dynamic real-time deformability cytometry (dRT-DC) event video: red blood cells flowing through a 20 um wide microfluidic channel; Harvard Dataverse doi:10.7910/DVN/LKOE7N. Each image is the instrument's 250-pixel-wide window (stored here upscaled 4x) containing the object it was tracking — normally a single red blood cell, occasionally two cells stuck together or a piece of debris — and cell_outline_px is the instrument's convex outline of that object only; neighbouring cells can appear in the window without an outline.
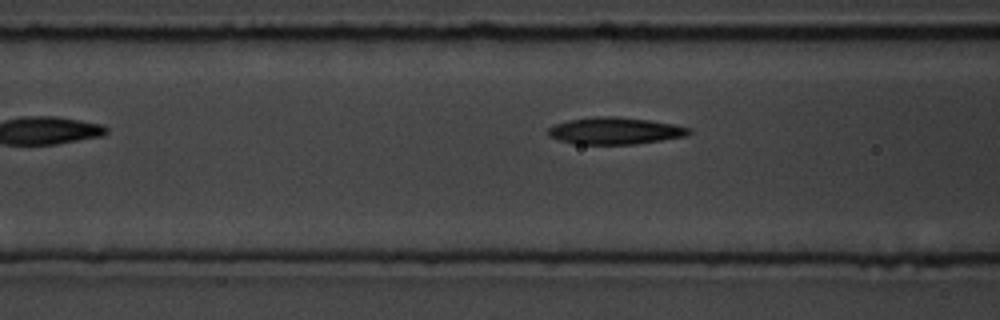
{"species": "common noctule bat (a hibernating species)", "species_latin": "Nyctalus noctula", "temperature_condition": "room temperature", "stored_images_in_passage": 17, "camera_frame_rate_fps": 3000, "um_per_image_px": 0.085, "animal": {"sex": "male", "body_mass_g": 19.5, "forearm_length_mm": 54.6}, "frame": {"image": 1, "passage_image": 6, "time_ms": 5.667, "image_size_px": [1000, 320], "cell_outline_px": [[692, 132], [688, 136], [636, 144], [572, 144], [548, 136], [548, 128], [556, 124], [568, 120], [596, 116], [616, 116], [648, 120], [672, 124], [692, 128]], "centroid_in_image_um": [52.29, 11.12], "position_along_channel_um": 114.3, "area_um2": 22.2}}
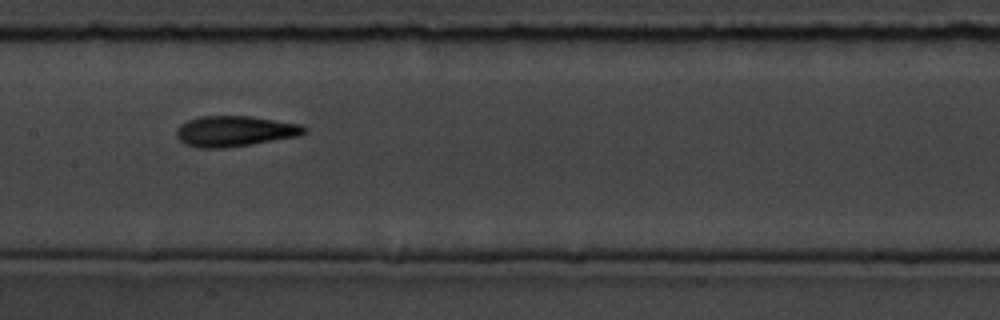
{"frame": {"image": 2, "passage_image": 8, "time_ms": 7.667, "image_size_px": [1000, 320], "cell_outline_px": [[308, 132], [300, 136], [252, 144], [224, 148], [200, 148], [184, 144], [176, 136], [176, 128], [180, 124], [188, 120], [200, 116], [252, 116], [300, 124], [308, 128]], "centroid_in_image_um": [19.97, 11.15], "position_along_channel_um": 187.4, "area_um2": 23.06}}
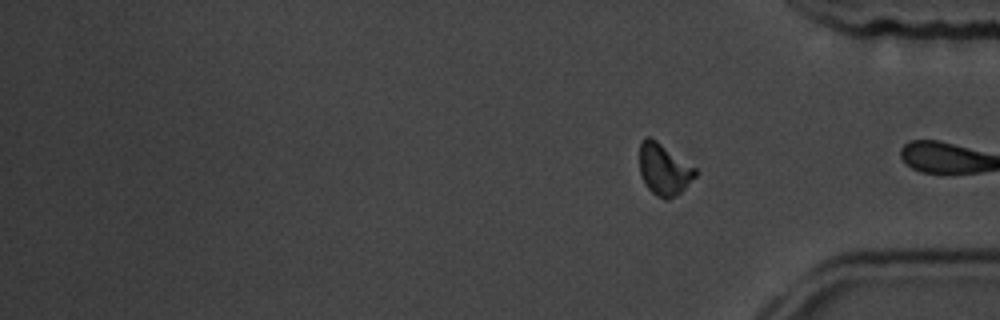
{"frame": {"image": 3, "passage_image": 17, "time_ms": 18.0, "image_size_px": [1000, 320], "cell_outline_px": [[696, 176], [680, 192], [668, 200], [664, 200], [656, 196], [644, 184], [640, 172], [640, 144], [644, 136], [652, 136], [696, 168]], "centroid_in_image_um": [56.41, 14.38], "position_along_channel_um": 378.8, "area_um2": 16.88}, "authors_computed_cell_mechanics": {"area_um2": 21.2704, "velocity_mm_per_s": 3.6465, "shape_relaxation_time_tau1_ms": null, "shape_relaxation_time_tau2_ms": 5.7015, "deformation_change_tau1": null, "deformation_change_tau2": 0.1116}}